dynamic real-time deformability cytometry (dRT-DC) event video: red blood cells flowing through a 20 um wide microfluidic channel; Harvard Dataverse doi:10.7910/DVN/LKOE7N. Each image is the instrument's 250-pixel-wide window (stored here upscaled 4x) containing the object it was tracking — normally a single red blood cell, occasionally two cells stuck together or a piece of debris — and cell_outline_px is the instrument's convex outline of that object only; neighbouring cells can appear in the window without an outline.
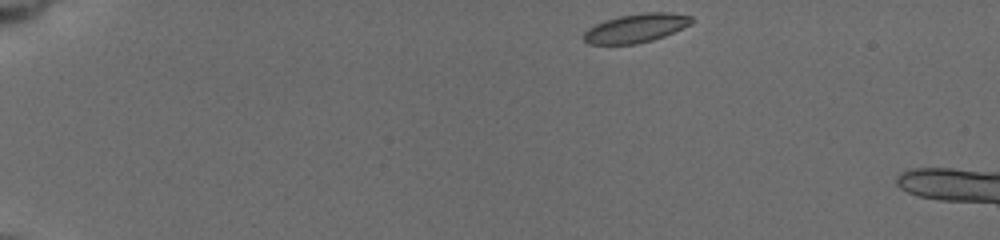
{"species": "common noctule bat (a hibernating species)", "species_latin": "Nyctalus noctula", "temperature_condition": "cold", "stored_images_in_passage": 20, "camera_frame_rate_fps": 3000, "um_per_image_px": 0.085, "animal": {"sex": "female", "body_mass_g": 19.5, "forearm_length_mm": 54.1}, "frame": {"image": 1, "passage_image": 1, "time_ms": 0.0, "image_size_px": [1000, 240], "cell_outline_px": [[696, 20], [692, 24], [664, 36], [652, 40], [636, 44], [588, 44], [584, 40], [584, 32], [588, 28], [604, 20], [620, 16], [644, 12], [668, 12], [692, 16]], "centroid_in_image_um": [54.09, 2.38], "position_along_channel_um": 30.9, "area_um2": 18.15}}
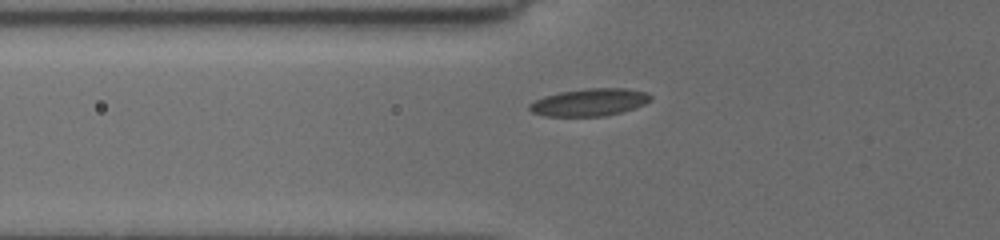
{"frame": {"image": 2, "passage_image": 15, "time_ms": 3.667, "image_size_px": [1000, 240], "cell_outline_px": [[652, 100], [636, 108], [604, 116], [544, 116], [532, 112], [528, 108], [528, 104], [544, 96], [560, 92], [588, 88], [624, 88], [648, 92], [652, 96]], "centroid_in_image_um": [50.13, 8.69], "position_along_channel_um": 75.7, "area_um2": 19.42}}
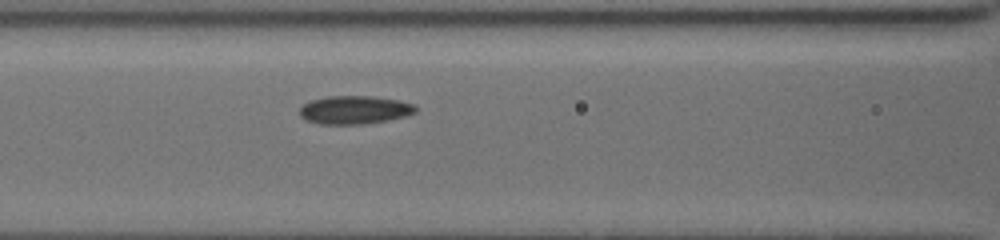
{"frame": {"image": 3, "passage_image": 20, "time_ms": 5.333, "image_size_px": [1000, 240], "cell_outline_px": [[416, 112], [404, 116], [388, 120], [364, 124], [320, 124], [304, 120], [300, 116], [300, 108], [308, 100], [324, 96], [372, 96], [400, 100], [416, 104]], "centroid_in_image_um": [30.11, 9.33], "position_along_channel_um": 136.5, "area_um2": 19.36}}